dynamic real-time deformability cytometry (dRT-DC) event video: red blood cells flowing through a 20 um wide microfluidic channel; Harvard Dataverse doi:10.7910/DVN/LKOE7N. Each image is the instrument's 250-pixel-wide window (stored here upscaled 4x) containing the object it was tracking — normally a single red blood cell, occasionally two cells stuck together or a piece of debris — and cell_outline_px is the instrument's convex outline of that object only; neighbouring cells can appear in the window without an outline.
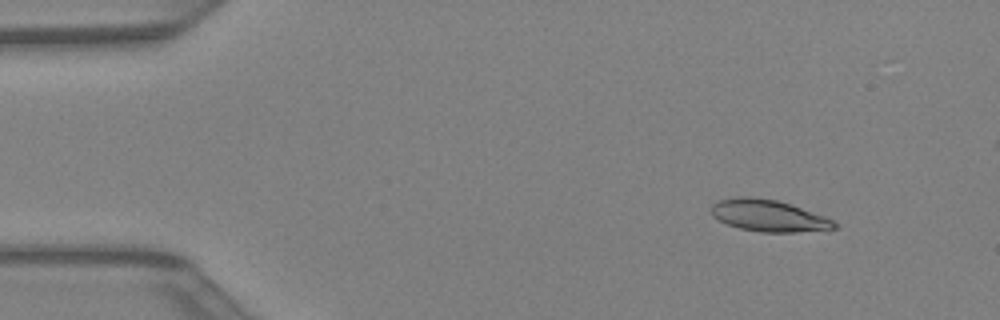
{"species": "Egyptian fruit bat (a non-hibernating species)", "species_latin": "Rousettus aegyptiacus", "temperature_condition": "warm", "stored_images_in_passage": 42, "camera_frame_rate_fps": 3000, "um_per_image_px": 0.085, "animal": {"sex": "female"}, "frame": {"image": 1, "passage_image": 5, "time_ms": 1.333, "image_size_px": [1000, 320], "cell_outline_px": [[836, 228], [796, 232], [760, 232], [740, 228], [728, 224], [712, 216], [712, 204], [720, 200], [736, 196], [748, 196], [776, 200], [824, 216], [832, 220], [836, 224]], "centroid_in_image_um": [65.28, 18.33], "position_along_channel_um": 19.7, "area_um2": 22.31}}
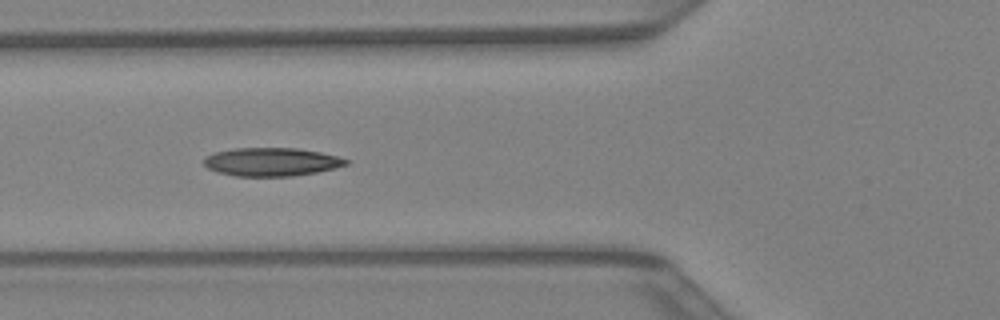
{"frame": {"image": 2, "passage_image": 16, "time_ms": 5.0, "image_size_px": [1000, 320], "cell_outline_px": [[348, 164], [316, 172], [292, 176], [236, 176], [216, 172], [208, 168], [204, 164], [204, 156], [212, 152], [236, 148], [296, 148], [320, 152], [336, 156], [348, 160]], "centroid_in_image_um": [23.01, 13.75], "position_along_channel_um": 102.8, "area_um2": 23.41}}
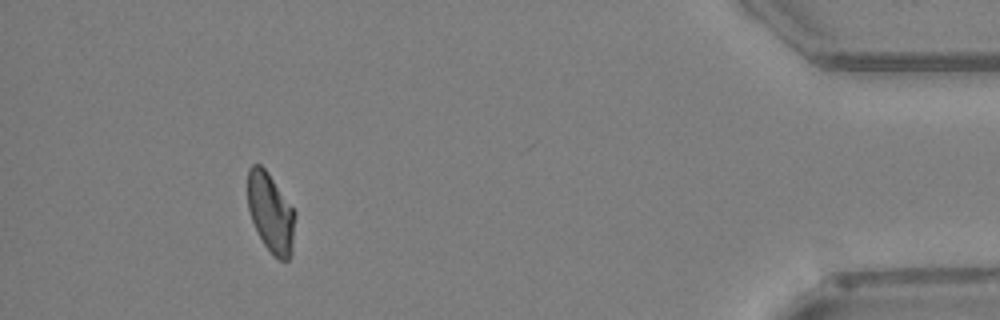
{"frame": {"image": 3, "passage_image": 39, "time_ms": 12.667, "image_size_px": [1000, 320], "cell_outline_px": [[296, 216], [292, 252], [288, 260], [280, 260], [264, 244], [252, 220], [248, 208], [248, 168], [252, 164], [260, 164], [268, 172], [296, 212]], "centroid_in_image_um": [23.03, 18.06], "position_along_channel_um": 412.2, "area_um2": 21.79}}